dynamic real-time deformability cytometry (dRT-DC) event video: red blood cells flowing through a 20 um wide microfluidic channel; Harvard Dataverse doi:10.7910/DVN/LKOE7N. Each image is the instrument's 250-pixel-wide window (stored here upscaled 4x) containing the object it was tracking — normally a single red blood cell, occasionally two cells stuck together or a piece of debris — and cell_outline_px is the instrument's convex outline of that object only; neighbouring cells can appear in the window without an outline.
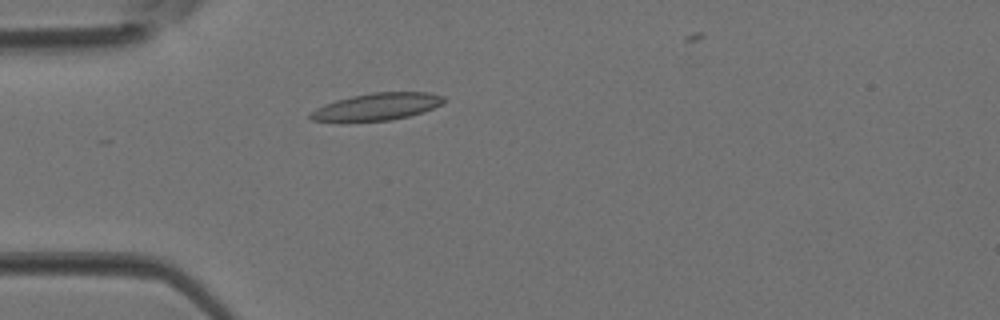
{"species": "Egyptian fruit bat (a non-hibernating species)", "species_latin": "Rousettus aegyptiacus", "temperature_condition": "room temperature", "stored_images_in_passage": 2, "camera_frame_rate_fps": 3000, "um_per_image_px": 0.085, "animal": {"sex": "female"}, "frame": {"image": 1, "passage_image": 2, "time_ms": 0.333, "image_size_px": [1000, 320], "cell_outline_px": [[444, 100], [440, 104], [424, 112], [408, 116], [388, 120], [344, 124], [340, 124], [312, 120], [308, 116], [316, 108], [324, 104], [336, 100], [352, 96], [372, 92], [428, 92], [444, 96]], "centroid_in_image_um": [31.94, 9.11], "position_along_channel_um": 53.1, "area_um2": 21.68}}